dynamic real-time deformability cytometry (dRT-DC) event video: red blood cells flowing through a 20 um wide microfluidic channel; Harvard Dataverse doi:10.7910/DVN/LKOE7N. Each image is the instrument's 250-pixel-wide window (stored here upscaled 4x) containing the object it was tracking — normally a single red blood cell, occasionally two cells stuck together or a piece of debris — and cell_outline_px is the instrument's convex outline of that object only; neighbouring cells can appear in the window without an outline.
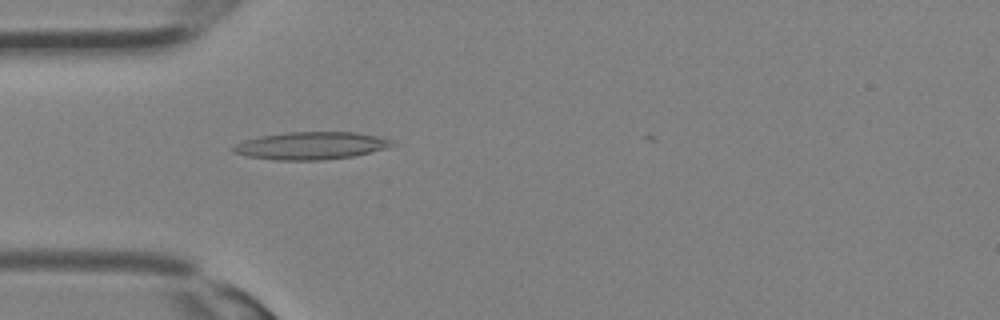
{"species": "Egyptian fruit bat (a non-hibernating species)", "species_latin": "Rousettus aegyptiacus", "temperature_condition": "room temperature", "stored_images_in_passage": 23, "camera_frame_rate_fps": 3000, "um_per_image_px": 0.085, "animal": {"sex": "female"}, "frame": {"image": 1, "passage_image": 1, "time_ms": 0.0, "image_size_px": [1000, 320], "cell_outline_px": [[396, 144], [384, 148], [352, 156], [320, 160], [276, 160], [248, 156], [232, 152], [228, 148], [244, 140], [260, 136], [288, 132], [356, 132], [376, 136], [392, 140]], "centroid_in_image_um": [26.37, 12.38], "position_along_channel_um": 58.6, "area_um2": 25.32}}
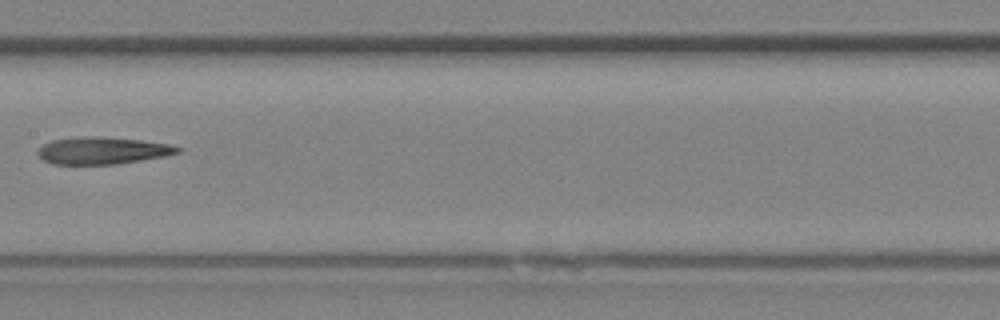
{"frame": {"image": 2, "passage_image": 8, "time_ms": 2.333, "image_size_px": [1000, 320], "cell_outline_px": [[184, 152], [164, 156], [116, 164], [52, 164], [44, 160], [36, 152], [44, 144], [52, 140], [80, 136], [104, 136], [140, 140], [172, 144], [184, 148]], "centroid_in_image_um": [8.78, 12.78], "position_along_channel_um": 198.6, "area_um2": 22.31}}
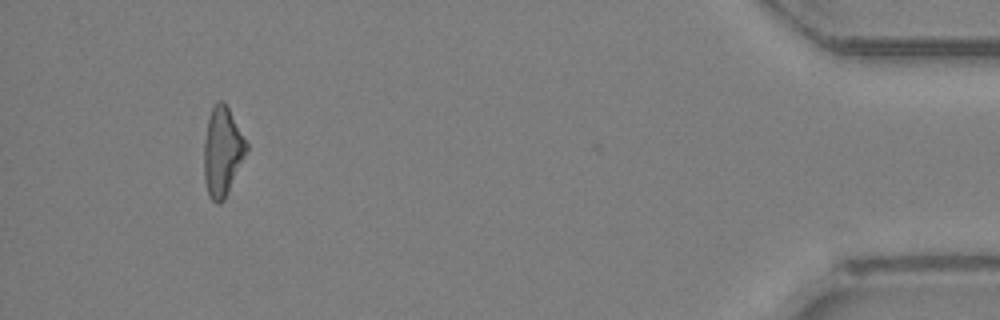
{"frame": {"image": 3, "passage_image": 22, "time_ms": 7.0, "image_size_px": [1000, 320], "cell_outline_px": [[248, 148], [224, 200], [220, 204], [216, 204], [208, 196], [204, 180], [204, 140], [208, 120], [212, 108], [216, 100], [224, 100], [248, 144]], "centroid_in_image_um": [18.88, 12.88], "position_along_channel_um": 416.3, "area_um2": 21.91}}